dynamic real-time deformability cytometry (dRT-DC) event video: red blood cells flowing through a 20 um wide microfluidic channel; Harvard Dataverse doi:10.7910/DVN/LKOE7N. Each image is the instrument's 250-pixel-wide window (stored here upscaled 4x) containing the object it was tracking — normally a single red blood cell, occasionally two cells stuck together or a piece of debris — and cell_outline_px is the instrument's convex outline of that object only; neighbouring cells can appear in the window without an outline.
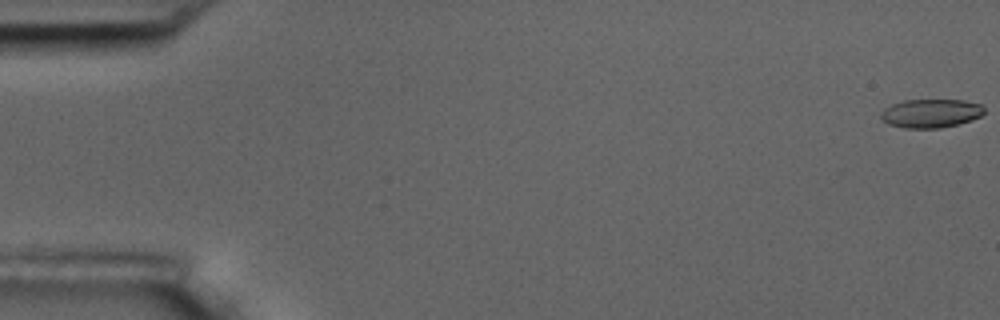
{"species": "common noctule bat (a hibernating species)", "species_latin": "Nyctalus noctula", "temperature_condition": "room temperature", "stored_images_in_passage": 6, "camera_frame_rate_fps": 3000, "um_per_image_px": 0.085, "animal": {"sex": "male", "body_mass_g": 17.5, "forearm_length_mm": 52.3}, "frame": {"image": 1, "passage_image": 1, "time_ms": 0.0, "image_size_px": [1000, 320], "cell_outline_px": [[984, 112], [980, 116], [972, 120], [940, 128], [904, 128], [888, 124], [880, 116], [880, 112], [884, 108], [892, 104], [904, 100], [964, 100], [980, 104], [984, 108]], "centroid_in_image_um": [79.1, 9.63], "position_along_channel_um": 5.9, "area_um2": 17.22}}
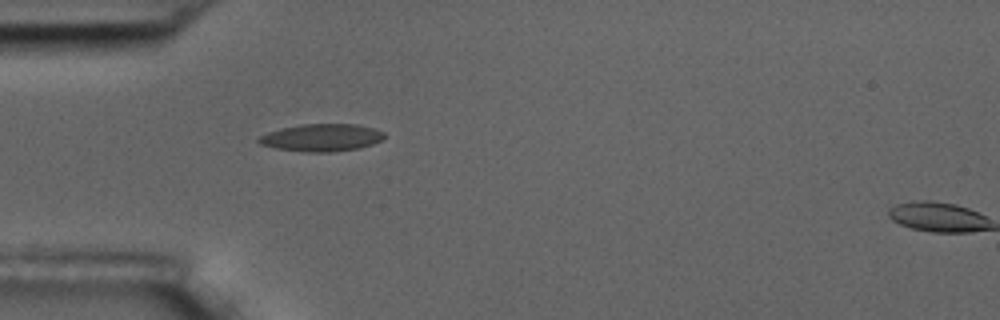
{"frame": {"image": 2, "passage_image": 5, "time_ms": 5.667, "image_size_px": [1000, 320], "cell_outline_px": [[384, 136], [380, 140], [372, 144], [360, 148], [332, 152], [308, 152], [276, 148], [260, 144], [256, 140], [260, 136], [268, 132], [280, 128], [300, 124], [356, 124], [372, 128], [384, 132]], "centroid_in_image_um": [27.31, 11.69], "position_along_channel_um": 57.7, "area_um2": 20.0}}